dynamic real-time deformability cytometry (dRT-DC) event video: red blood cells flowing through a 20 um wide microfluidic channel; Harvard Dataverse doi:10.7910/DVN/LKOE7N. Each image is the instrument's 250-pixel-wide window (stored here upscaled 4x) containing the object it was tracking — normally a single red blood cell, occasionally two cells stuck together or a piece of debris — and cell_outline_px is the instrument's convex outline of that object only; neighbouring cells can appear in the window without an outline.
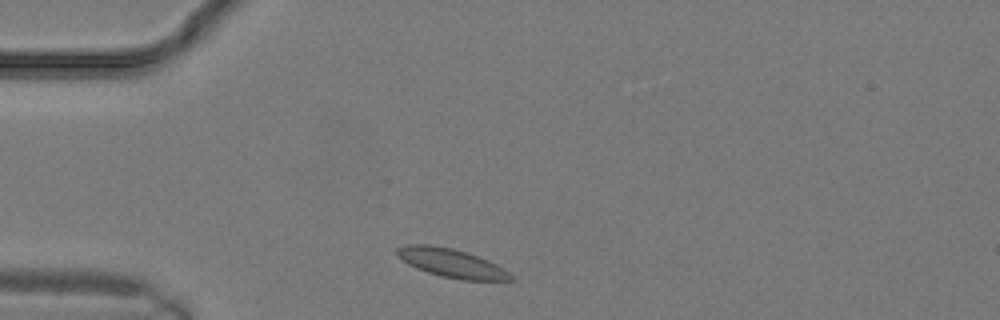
{"species": "common noctule bat (a hibernating species)", "species_latin": "Nyctalus noctula", "temperature_condition": "warm", "stored_images_in_passage": 7, "camera_frame_rate_fps": 3000, "um_per_image_px": 0.085, "animal": {"sex": "male", "body_mass_g": 19.2, "forearm_length_mm": 51.8}, "frame": {"image": 1, "passage_image": 1, "time_ms": 0.0, "image_size_px": [1000, 320], "cell_outline_px": [[516, 280], [460, 280], [440, 276], [416, 268], [408, 264], [396, 252], [396, 248], [408, 244], [428, 244], [452, 248], [488, 260], [496, 264], [508, 272]], "centroid_in_image_um": [38.37, 22.36], "position_along_channel_um": 46.6, "area_um2": 18.73}}
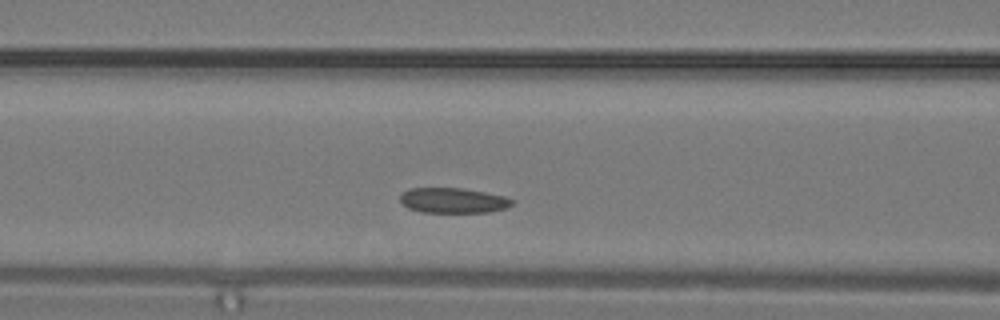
{"frame": {"image": 2, "passage_image": 5, "time_ms": 1.333, "image_size_px": [1000, 320], "cell_outline_px": [[516, 200], [512, 204], [504, 208], [492, 212], [420, 212], [408, 208], [400, 204], [400, 192], [408, 188], [464, 188], [504, 196]], "centroid_in_image_um": [38.47, 17.03], "position_along_channel_um": 128.1, "area_um2": 16.65}}
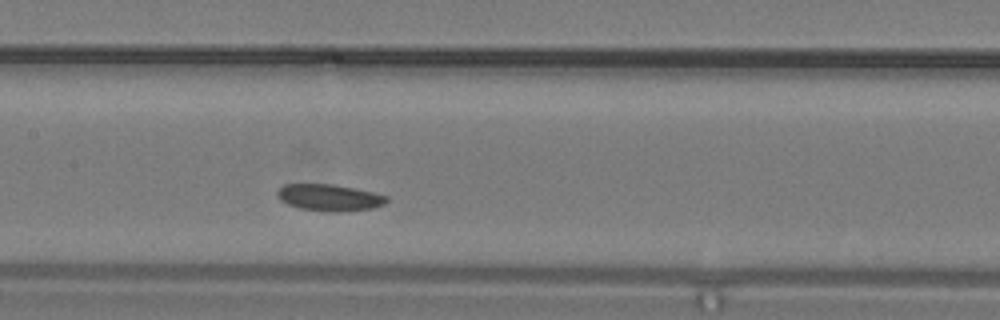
{"frame": {"image": 3, "passage_image": 7, "time_ms": 2.0, "image_size_px": [1000, 320], "cell_outline_px": [[388, 200], [384, 204], [372, 208], [336, 212], [324, 212], [300, 208], [288, 204], [280, 200], [276, 196], [276, 192], [284, 184], [332, 184], [372, 192], [388, 196]], "centroid_in_image_um": [27.96, 16.8], "position_along_channel_um": 179.4, "area_um2": 16.94}}